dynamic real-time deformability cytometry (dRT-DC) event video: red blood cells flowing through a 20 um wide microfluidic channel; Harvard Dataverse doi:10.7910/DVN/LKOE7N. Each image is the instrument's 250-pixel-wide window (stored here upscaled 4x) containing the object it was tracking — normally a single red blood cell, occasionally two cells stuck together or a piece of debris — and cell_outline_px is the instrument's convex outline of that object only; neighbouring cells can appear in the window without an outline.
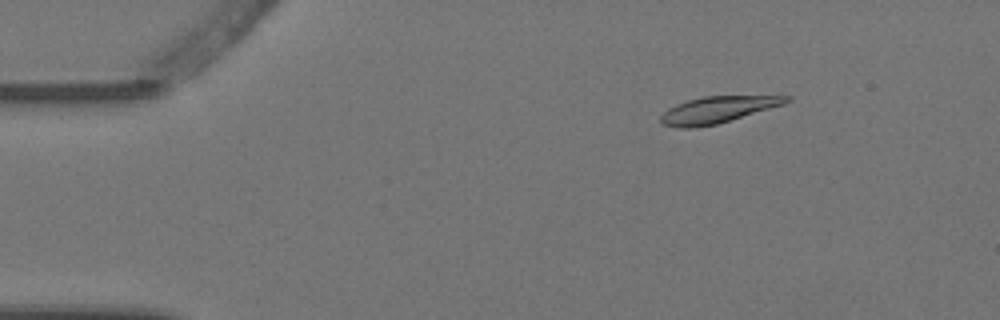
{"species": "Egyptian fruit bat (a non-hibernating species)", "species_latin": "Rousettus aegyptiacus", "temperature_condition": "warm", "stored_images_in_passage": 7, "camera_frame_rate_fps": 3000, "um_per_image_px": 0.085, "animal": {"sex": "female"}, "frame": {"image": 1, "passage_image": 3, "time_ms": 0.667, "image_size_px": [1000, 320], "cell_outline_px": [[792, 100], [784, 104], [716, 124], [692, 128], [680, 128], [660, 124], [660, 116], [668, 108], [676, 104], [688, 100], [704, 96], [792, 96]], "centroid_in_image_um": [60.96, 9.33], "position_along_channel_um": 24.0, "area_um2": 19.25}}